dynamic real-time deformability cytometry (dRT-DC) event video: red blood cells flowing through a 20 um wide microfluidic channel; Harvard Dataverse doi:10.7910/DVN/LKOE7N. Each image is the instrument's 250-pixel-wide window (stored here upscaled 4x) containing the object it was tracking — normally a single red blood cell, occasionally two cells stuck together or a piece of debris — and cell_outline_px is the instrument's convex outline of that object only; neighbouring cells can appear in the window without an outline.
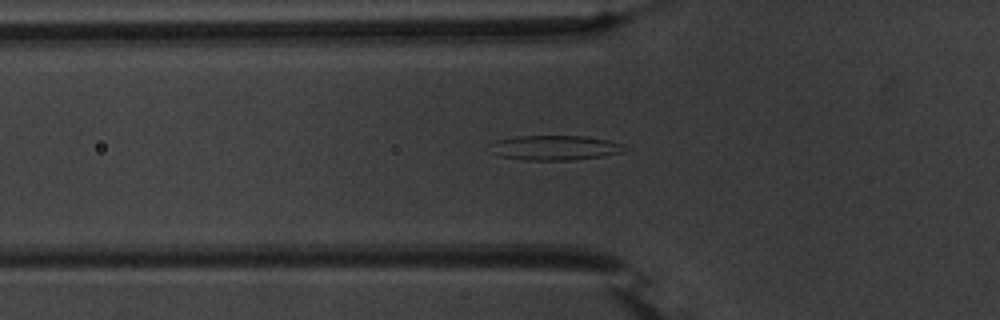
{"species": "common noctule bat (a hibernating species)", "species_latin": "Nyctalus noctula", "temperature_condition": "warm", "stored_images_in_passage": 39, "camera_frame_rate_fps": 3000, "um_per_image_px": 0.085, "animal": {"sex": "male", "body_mass_g": 20.1, "forearm_length_mm": 53.5}, "frame": {"image": 1, "passage_image": 8, "time_ms": 2.333, "image_size_px": [1000, 320], "cell_outline_px": [[628, 148], [624, 152], [600, 156], [572, 160], [524, 160], [500, 156], [496, 152], [492, 144], [496, 140], [516, 136], [588, 136], [608, 140], [620, 144]], "centroid_in_image_um": [47.22, 12.55], "position_along_channel_um": 78.6, "area_um2": 19.13}}
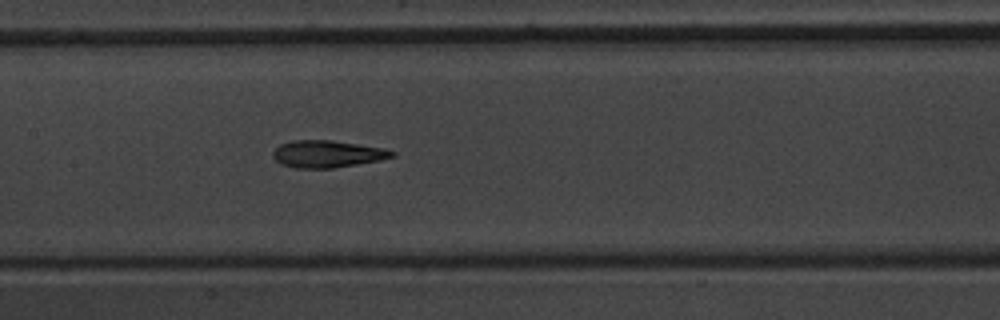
{"frame": {"image": 2, "passage_image": 16, "time_ms": 5.0, "image_size_px": [1000, 320], "cell_outline_px": [[396, 156], [380, 160], [332, 168], [296, 168], [280, 164], [272, 156], [272, 152], [280, 144], [292, 140], [328, 140], [384, 148], [396, 152]], "centroid_in_image_um": [27.8, 13.09], "position_along_channel_um": 179.6, "area_um2": 18.73}}
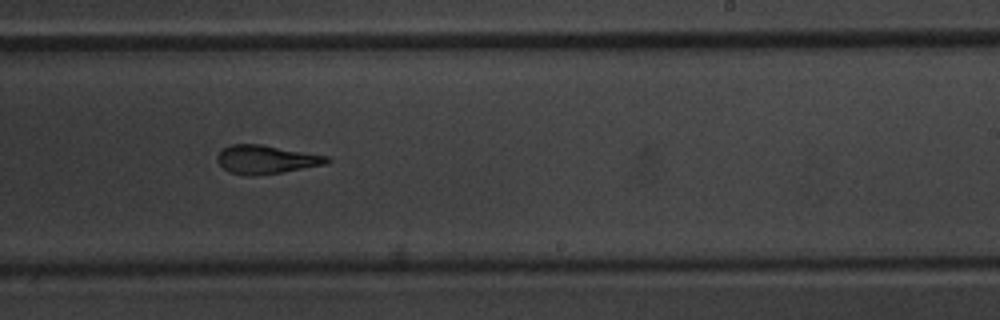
{"frame": {"image": 3, "passage_image": 23, "time_ms": 7.333, "image_size_px": [1000, 320], "cell_outline_px": [[332, 160], [328, 164], [280, 172], [252, 176], [244, 176], [228, 172], [216, 160], [216, 156], [224, 148], [232, 144], [260, 144], [328, 156]], "centroid_in_image_um": [22.62, 13.56], "position_along_channel_um": 266.4, "area_um2": 18.21}, "authors_computed_cell_mechanics": {"area_um2": 18.496, "velocity_mm_per_s": 3.738, "shape_relaxation_time_tau1_ms": 9.8302, "shape_relaxation_time_tau2_ms": 1.918, "deformation_change_tau1": 0.2596, "deformation_change_tau2": 0.1106}}